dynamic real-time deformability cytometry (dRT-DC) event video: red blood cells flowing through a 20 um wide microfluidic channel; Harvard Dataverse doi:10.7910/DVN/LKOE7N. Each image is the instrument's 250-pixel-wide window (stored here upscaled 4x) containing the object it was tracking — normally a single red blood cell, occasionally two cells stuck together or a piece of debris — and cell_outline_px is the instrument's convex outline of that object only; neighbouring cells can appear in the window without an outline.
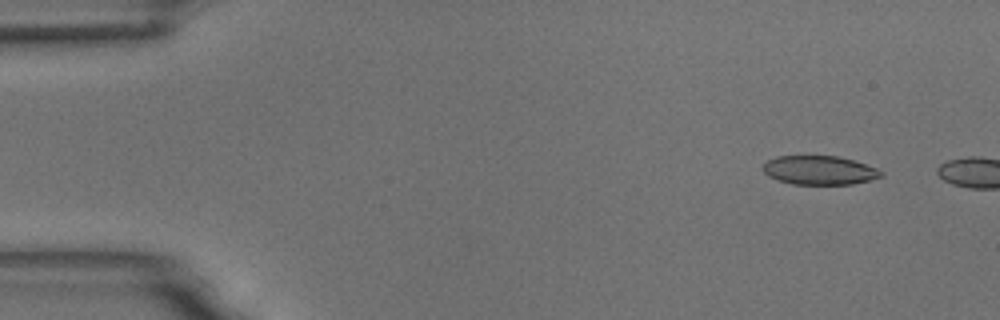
{"species": "common noctule bat (a hibernating species)", "species_latin": "Nyctalus noctula", "temperature_condition": "room temperature", "stored_images_in_passage": 7, "camera_frame_rate_fps": 3000, "um_per_image_px": 0.085, "animal": {"sex": "male", "body_mass_g": 18.8}, "frame": {"image": 1, "passage_image": 4, "time_ms": 1.0, "image_size_px": [1000, 320], "cell_outline_px": [[884, 176], [852, 184], [792, 184], [776, 180], [768, 176], [764, 172], [764, 164], [768, 160], [776, 156], [836, 156], [852, 160], [876, 168], [884, 172]], "centroid_in_image_um": [69.64, 14.47], "position_along_channel_um": 15.4, "area_um2": 19.77}}